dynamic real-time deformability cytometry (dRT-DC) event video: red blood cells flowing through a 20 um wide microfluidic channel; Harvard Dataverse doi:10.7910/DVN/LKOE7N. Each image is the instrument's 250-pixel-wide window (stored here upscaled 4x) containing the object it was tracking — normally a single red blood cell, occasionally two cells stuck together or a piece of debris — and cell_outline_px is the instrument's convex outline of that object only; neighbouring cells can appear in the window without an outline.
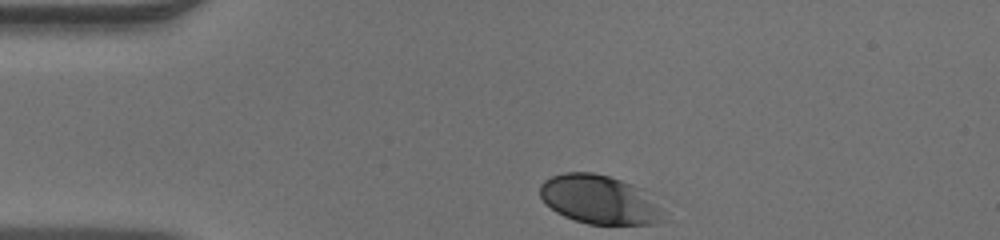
{"species": "human", "species_latin": "Homo sapiens", "temperature_condition": "warm", "stored_images_in_passage": 31, "camera_frame_rate_fps": 3000, "um_per_image_px": 0.085, "donor": {"sex": "male"}, "frame": {"image": 1, "passage_image": 1, "time_ms": 0.0, "image_size_px": [1000, 240], "cell_outline_px": [[660, 220], [652, 224], [588, 224], [564, 216], [556, 212], [544, 204], [540, 196], [540, 184], [544, 180], [552, 176], [564, 172], [592, 172], [608, 176], [632, 184], [640, 188], [660, 208]], "centroid_in_image_um": [50.84, 16.95], "position_along_channel_um": 34.2, "area_um2": 34.62}}
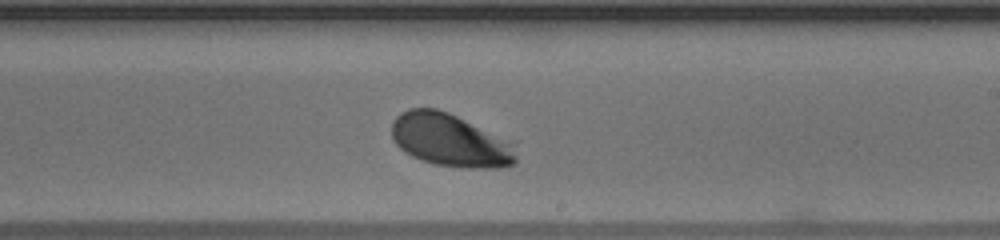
{"frame": {"image": 2, "passage_image": 20, "time_ms": 6.333, "image_size_px": [1000, 240], "cell_outline_px": [[516, 160], [512, 164], [500, 168], [460, 168], [432, 164], [420, 160], [404, 152], [396, 144], [392, 136], [392, 120], [400, 112], [408, 108], [436, 108], [448, 112], [456, 116], [508, 144], [516, 156]], "centroid_in_image_um": [38.11, 11.94], "position_along_channel_um": 250.9, "area_um2": 37.34}}
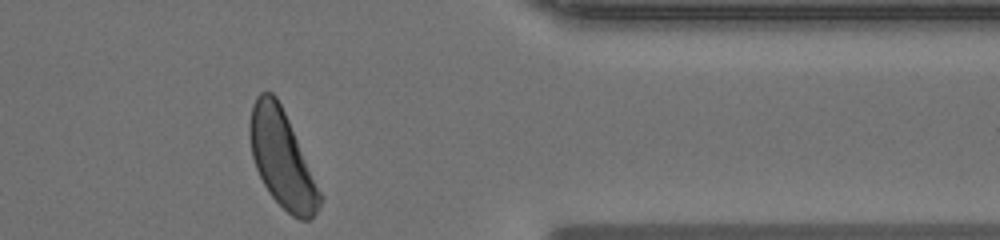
{"frame": {"image": 3, "passage_image": 31, "time_ms": 10.0, "image_size_px": [1000, 240], "cell_outline_px": [[324, 200], [320, 208], [308, 220], [300, 220], [292, 216], [268, 192], [256, 168], [252, 156], [248, 132], [248, 124], [252, 108], [256, 96], [260, 92], [272, 92], [276, 96], [288, 120], [324, 196]], "centroid_in_image_um": [23.98, 13.53], "position_along_channel_um": 387.4, "area_um2": 39.42}}